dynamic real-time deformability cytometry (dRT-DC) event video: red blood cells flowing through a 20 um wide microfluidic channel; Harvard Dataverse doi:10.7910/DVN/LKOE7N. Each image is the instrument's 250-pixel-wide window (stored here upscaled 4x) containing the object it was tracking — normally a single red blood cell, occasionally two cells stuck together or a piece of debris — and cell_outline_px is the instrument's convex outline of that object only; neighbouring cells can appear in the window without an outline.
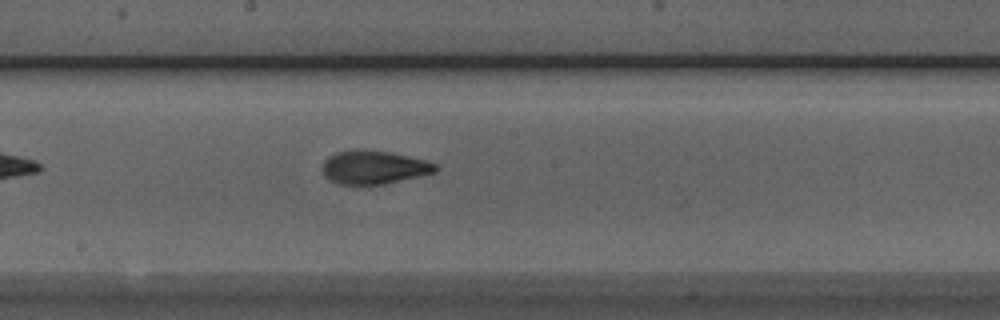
{"species": "Egyptian fruit bat (a non-hibernating species)", "species_latin": "Rousettus aegyptiacus", "temperature_condition": "room temperature", "stored_images_in_passage": 23, "camera_frame_rate_fps": 3000, "um_per_image_px": 0.085, "animal": {"sex": "male"}, "frame": {"image": 1, "passage_image": 14, "time_ms": 4.333, "image_size_px": [1000, 320], "cell_outline_px": [[440, 168], [436, 172], [420, 176], [384, 184], [340, 184], [328, 180], [324, 176], [324, 160], [328, 156], [336, 152], [352, 148], [356, 148], [392, 152], [428, 160], [436, 164]], "centroid_in_image_um": [31.81, 14.2], "position_along_channel_um": 216.4, "area_um2": 22.43}}
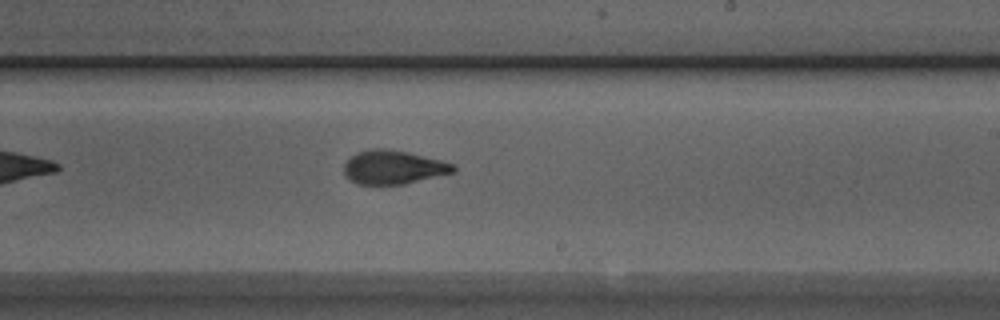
{"frame": {"image": 2, "passage_image": 17, "time_ms": 5.333, "image_size_px": [1000, 320], "cell_outline_px": [[456, 172], [404, 184], [356, 184], [348, 180], [344, 176], [344, 164], [356, 152], [372, 148], [384, 148], [408, 152], [456, 164]], "centroid_in_image_um": [33.43, 14.22], "position_along_channel_um": 255.6, "area_um2": 21.68}}